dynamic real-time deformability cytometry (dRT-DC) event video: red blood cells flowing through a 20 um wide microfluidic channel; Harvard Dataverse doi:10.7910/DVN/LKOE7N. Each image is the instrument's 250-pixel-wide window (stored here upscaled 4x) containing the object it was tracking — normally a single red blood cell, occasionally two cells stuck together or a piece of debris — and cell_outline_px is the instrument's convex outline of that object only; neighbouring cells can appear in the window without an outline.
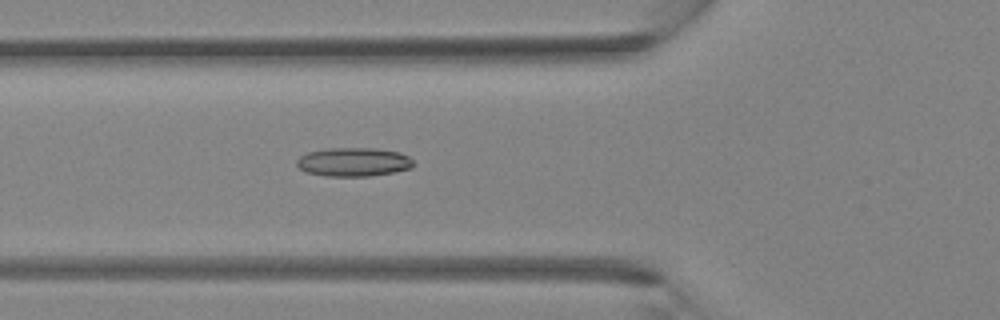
{"species": "Egyptian fruit bat (a non-hibernating species)", "species_latin": "Rousettus aegyptiacus", "temperature_condition": "room temperature", "stored_images_in_passage": 34, "camera_frame_rate_fps": 3000, "um_per_image_px": 0.085, "animal": {"sex": "female"}, "frame": {"image": 1, "passage_image": 9, "time_ms": 2.667, "image_size_px": [1000, 320], "cell_outline_px": [[412, 168], [392, 172], [368, 176], [324, 176], [304, 172], [296, 164], [296, 160], [300, 156], [308, 152], [328, 148], [376, 148], [400, 152], [408, 156], [412, 160]], "centroid_in_image_um": [30.02, 13.76], "position_along_channel_um": 95.8, "area_um2": 19.59}}
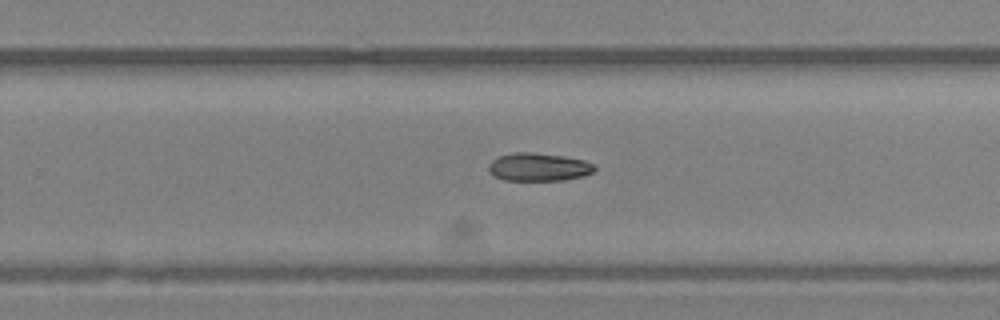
{"frame": {"image": 2, "passage_image": 20, "time_ms": 6.333, "image_size_px": [1000, 320], "cell_outline_px": [[596, 168], [592, 172], [584, 176], [564, 180], [504, 180], [496, 176], [488, 168], [488, 164], [496, 156], [516, 152], [532, 152], [564, 156], [584, 160], [592, 164]], "centroid_in_image_um": [45.78, 14.19], "position_along_channel_um": 284.0, "area_um2": 17.28}}
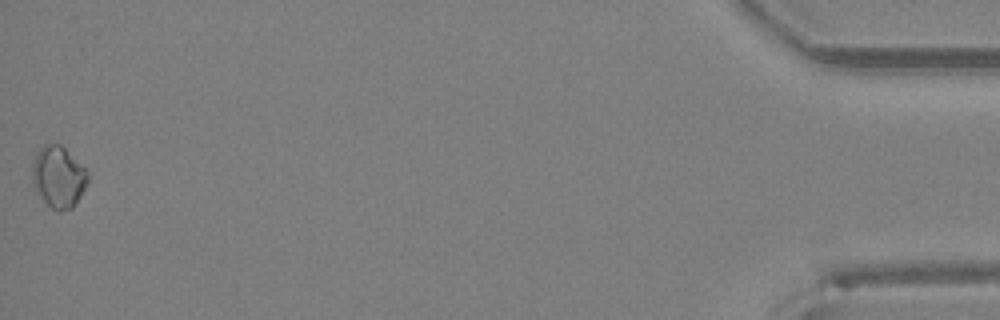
{"frame": {"image": 3, "passage_image": 34, "time_ms": 11.0, "image_size_px": [1000, 320], "cell_outline_px": [[88, 184], [72, 208], [60, 212], [52, 208], [36, 192], [32, 180], [32, 164], [36, 152], [44, 144], [60, 144], [88, 172]], "centroid_in_image_um": [4.95, 15.04], "position_along_channel_um": 430.2, "area_um2": 19.77}}